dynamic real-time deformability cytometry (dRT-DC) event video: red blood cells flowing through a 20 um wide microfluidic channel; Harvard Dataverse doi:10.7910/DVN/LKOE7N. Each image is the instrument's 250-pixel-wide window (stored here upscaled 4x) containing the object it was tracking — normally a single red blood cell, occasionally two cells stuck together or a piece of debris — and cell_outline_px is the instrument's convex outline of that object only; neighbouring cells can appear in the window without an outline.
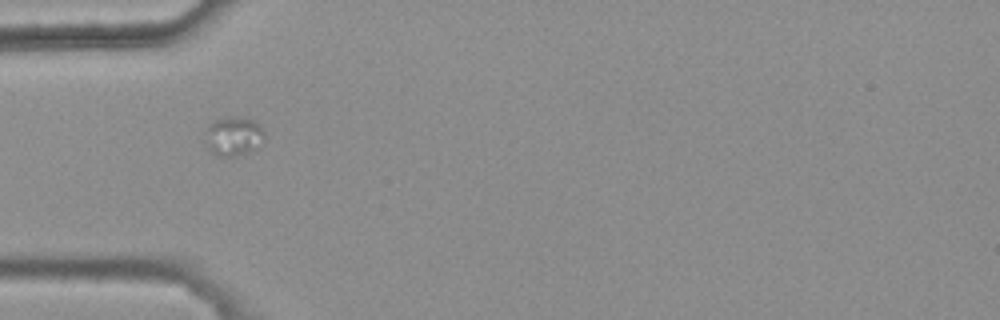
{"species": "common noctule bat (a hibernating species)", "species_latin": "Nyctalus noctula", "temperature_condition": "warm", "stored_images_in_passage": 4, "camera_frame_rate_fps": 3000, "um_per_image_px": 0.085, "animal": {"sex": "female", "body_mass_g": 25.1}, "frame": {"image": 1, "passage_image": 1, "time_ms": 0.0, "image_size_px": [1000, 320], "cell_outline_px": [[264, 136], [248, 152], [236, 156], [216, 156], [212, 152], [204, 132], [208, 124], [216, 120], [228, 116], [236, 116], [256, 120], [264, 132]], "centroid_in_image_um": [19.81, 11.53], "position_along_channel_um": 65.2, "area_um2": 13.18}}